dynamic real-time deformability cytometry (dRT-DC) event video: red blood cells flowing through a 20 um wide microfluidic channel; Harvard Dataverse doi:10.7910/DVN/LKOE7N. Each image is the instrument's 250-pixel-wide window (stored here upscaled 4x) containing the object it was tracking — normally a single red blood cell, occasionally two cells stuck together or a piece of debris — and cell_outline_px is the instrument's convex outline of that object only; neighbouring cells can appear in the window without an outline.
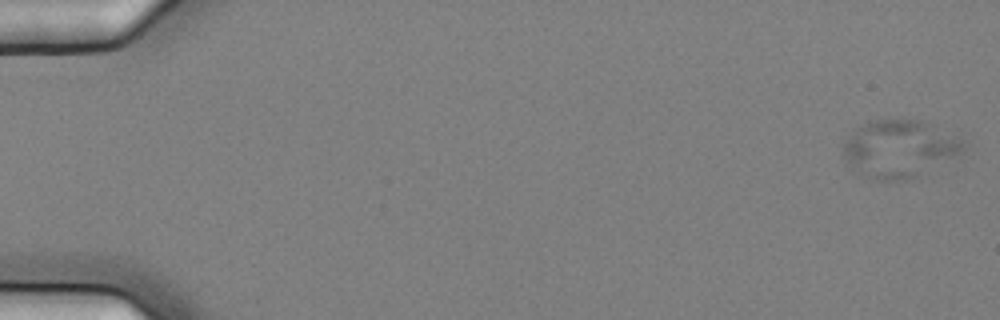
{"species": "common noctule bat (a hibernating species)", "species_latin": "Nyctalus noctula", "temperature_condition": "cold", "stored_images_in_passage": 6, "camera_frame_rate_fps": 3000, "um_per_image_px": 0.085, "animal": {"sex": "female", "body_mass_g": 25.1}, "frame": {"image": 1, "passage_image": 1, "time_ms": 0.0, "image_size_px": [1000, 320], "cell_outline_px": [[968, 144], [964, 152], [908, 180], [872, 180], [856, 172], [844, 160], [844, 140], [856, 128], [868, 120], [920, 120], [968, 140]], "centroid_in_image_um": [76.46, 12.64], "position_along_channel_um": 8.5, "area_um2": 40.46}}
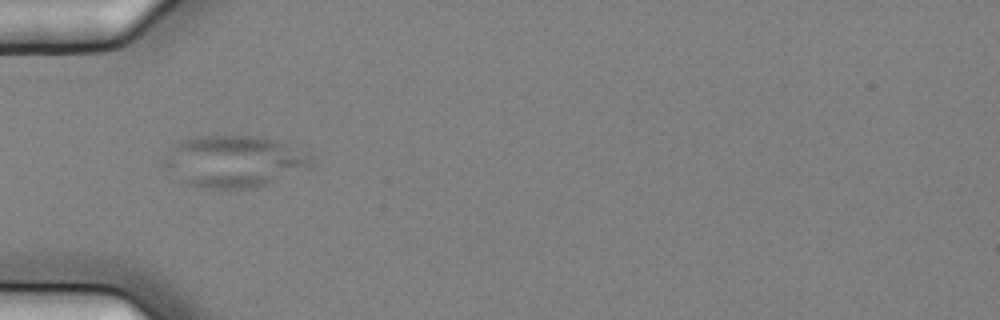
{"frame": {"image": 2, "passage_image": 6, "time_ms": 1.667, "image_size_px": [1000, 320], "cell_outline_px": [[312, 160], [308, 168], [256, 188], [200, 188], [184, 184], [164, 168], [160, 164], [172, 148], [180, 140], [200, 136], [256, 136], [276, 140], [308, 152], [312, 156]], "centroid_in_image_um": [19.85, 13.72], "position_along_channel_um": 65.1, "area_um2": 44.45}}